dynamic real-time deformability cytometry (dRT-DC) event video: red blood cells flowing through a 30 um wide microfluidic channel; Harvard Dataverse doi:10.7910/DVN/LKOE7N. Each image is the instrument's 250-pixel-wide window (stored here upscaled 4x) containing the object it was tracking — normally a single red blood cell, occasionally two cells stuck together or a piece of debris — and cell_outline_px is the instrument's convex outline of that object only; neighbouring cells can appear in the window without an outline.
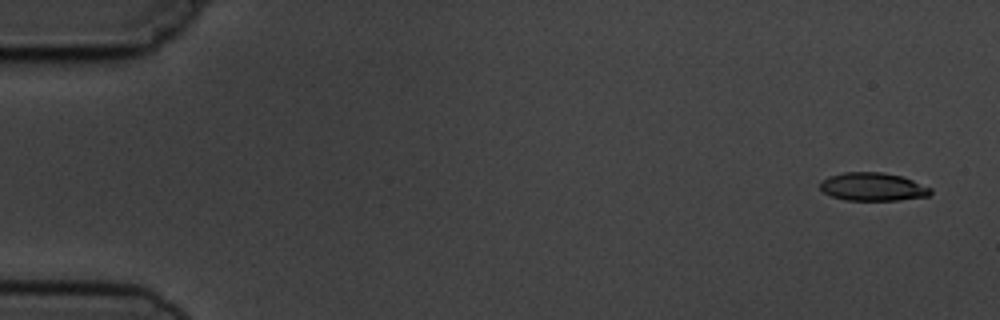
{"species": "common noctule bat (a hibernating species)", "species_latin": "Nyctalus noctula", "temperature_condition": "cold", "stored_images_in_passage": 5, "camera_frame_rate_fps": 3000, "um_per_image_px": 0.085, "animal": {"sex": "male", "body_mass_g": 19.5, "forearm_length_mm": 54.6}, "frame": {"image": 1, "passage_image": 1, "time_ms": 0.0, "image_size_px": [1000, 320], "cell_outline_px": [[932, 192], [928, 196], [900, 200], [844, 200], [832, 196], [824, 192], [820, 188], [820, 180], [828, 176], [844, 172], [884, 172], [900, 176], [912, 180], [932, 188]], "centroid_in_image_um": [74.17, 15.87], "position_along_channel_um": 10.8, "area_um2": 18.21}}
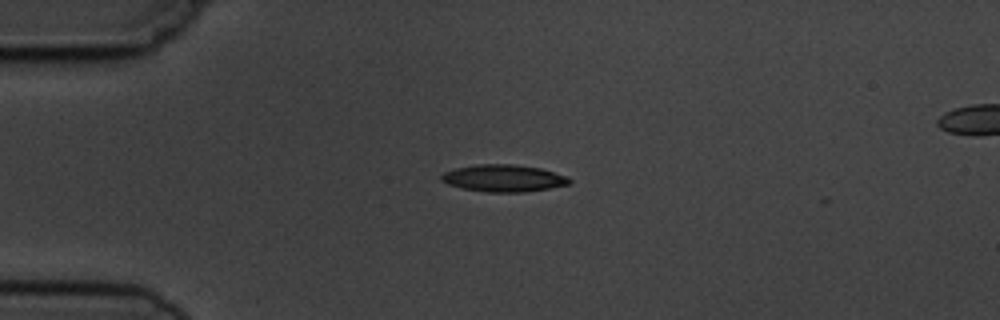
{"frame": {"image": 2, "passage_image": 4, "time_ms": 3.667, "image_size_px": [1000, 320], "cell_outline_px": [[572, 184], [524, 192], [488, 192], [464, 188], [448, 184], [440, 180], [440, 176], [444, 172], [456, 168], [476, 164], [512, 164], [540, 168], [568, 176], [572, 180]], "centroid_in_image_um": [42.83, 15.14], "position_along_channel_um": 42.2, "area_um2": 20.17}}